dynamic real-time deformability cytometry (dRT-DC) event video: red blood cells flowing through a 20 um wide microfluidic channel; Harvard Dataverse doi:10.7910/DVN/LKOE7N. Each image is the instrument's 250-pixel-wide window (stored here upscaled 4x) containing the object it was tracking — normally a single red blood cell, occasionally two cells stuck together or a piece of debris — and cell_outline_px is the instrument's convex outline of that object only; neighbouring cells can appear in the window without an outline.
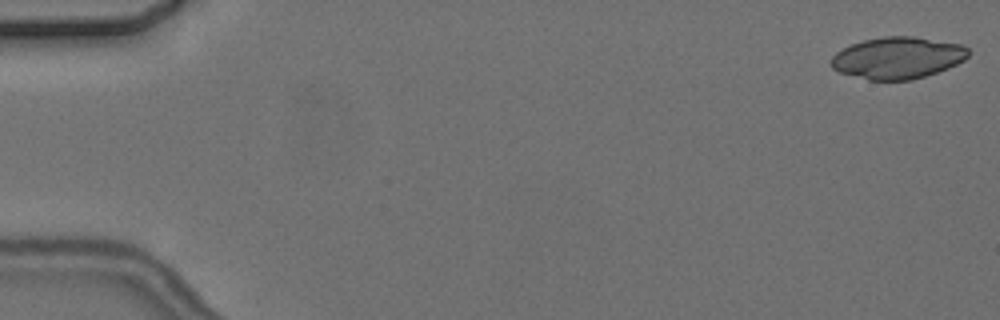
{"species": "common noctule bat (a hibernating species)", "species_latin": "Nyctalus noctula", "temperature_condition": "cold", "stored_images_in_passage": 8, "camera_frame_rate_fps": 3000, "um_per_image_px": 0.085, "animal": {"sex": "female", "body_mass_g": 24.6, "forearm_length_mm": 56.2}, "frame": {"image": 1, "passage_image": 1, "time_ms": 0.0, "image_size_px": [1000, 320], "cell_outline_px": [[968, 56], [964, 60], [948, 68], [912, 80], [868, 80], [840, 72], [832, 68], [828, 64], [832, 56], [836, 52], [852, 44], [864, 40], [884, 36], [916, 36], [964, 44], [968, 48]], "centroid_in_image_um": [76.3, 4.91], "position_along_channel_um": 8.7, "area_um2": 33.58}}